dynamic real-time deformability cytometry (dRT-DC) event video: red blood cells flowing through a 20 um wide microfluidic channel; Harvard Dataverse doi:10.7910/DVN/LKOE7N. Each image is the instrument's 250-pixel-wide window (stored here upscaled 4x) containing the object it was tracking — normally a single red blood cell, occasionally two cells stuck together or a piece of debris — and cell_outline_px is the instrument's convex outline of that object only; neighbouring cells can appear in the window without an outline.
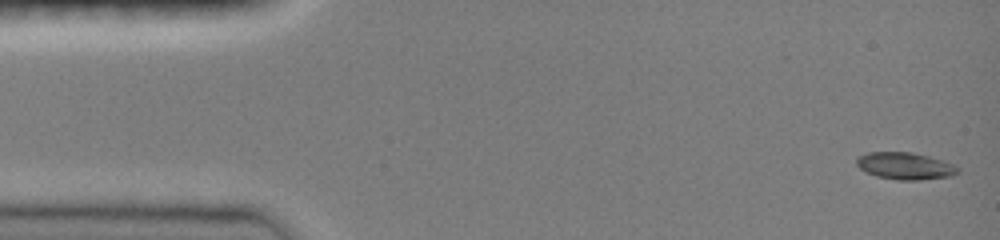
{"species": "common noctule bat (a hibernating species)", "species_latin": "Nyctalus noctula", "temperature_condition": "room temperature", "stored_images_in_passage": 47, "camera_frame_rate_fps": 3000, "um_per_image_px": 0.085, "animal": {"sex": "female", "body_mass_g": 19.0, "forearm_length_mm": 51.5}, "frame": {"image": 1, "passage_image": 1, "time_ms": 0.0, "image_size_px": [1000, 240], "cell_outline_px": [[960, 168], [956, 172], [948, 176], [916, 180], [900, 180], [876, 176], [860, 168], [856, 164], [856, 156], [868, 152], [912, 152], [928, 156], [956, 164]], "centroid_in_image_um": [76.91, 14.08], "position_along_channel_um": 8.1, "area_um2": 15.84}}
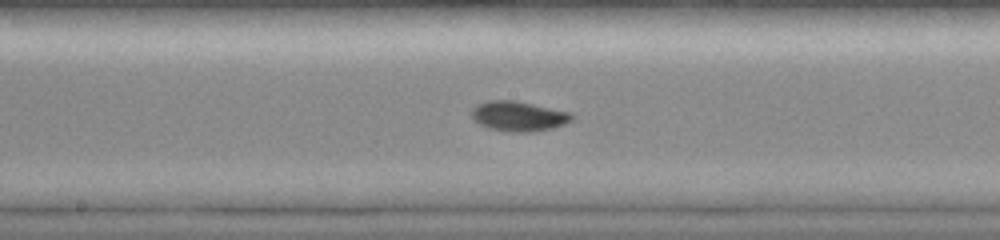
{"frame": {"image": 2, "passage_image": 24, "time_ms": 7.667, "image_size_px": [1000, 240], "cell_outline_px": [[572, 120], [564, 124], [552, 128], [532, 132], [516, 132], [488, 128], [480, 124], [472, 116], [472, 108], [476, 104], [488, 100], [516, 100], [572, 112]], "centroid_in_image_um": [44.09, 9.86], "position_along_channel_um": 204.1, "area_um2": 17.51}}
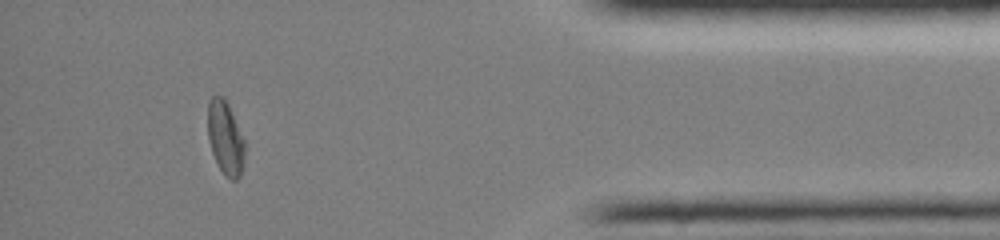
{"frame": {"image": 3, "passage_image": 42, "time_ms": 13.667, "image_size_px": [1000, 240], "cell_outline_px": [[244, 164], [240, 176], [236, 180], [232, 180], [224, 176], [212, 152], [208, 140], [208, 100], [212, 96], [224, 96], [228, 104], [244, 140]], "centroid_in_image_um": [19.15, 11.73], "position_along_channel_um": 416.1, "area_um2": 15.84}, "authors_computed_cell_mechanics": {"area_um2": 15.895, "velocity_mm_per_s": 4.0884, "shape_relaxation_time_tau1_ms": 5.1152, "shape_relaxation_time_tau2_ms": 2.3224, "deformation_change_tau1": 0.183, "deformation_change_tau2": 0.0452}}